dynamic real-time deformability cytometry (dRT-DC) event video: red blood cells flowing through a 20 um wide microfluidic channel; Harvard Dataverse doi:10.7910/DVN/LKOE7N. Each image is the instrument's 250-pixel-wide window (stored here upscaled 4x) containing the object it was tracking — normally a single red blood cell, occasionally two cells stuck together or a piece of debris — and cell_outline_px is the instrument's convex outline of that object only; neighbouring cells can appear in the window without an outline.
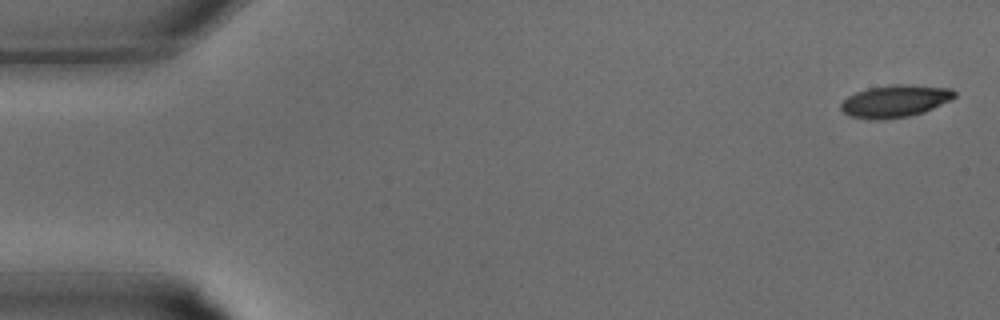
{"species": "common noctule bat (a hibernating species)", "species_latin": "Nyctalus noctula", "temperature_condition": "warm", "stored_images_in_passage": 5, "camera_frame_rate_fps": 3000, "um_per_image_px": 0.085, "animal": {"sex": "male", "body_mass_g": 15.6}, "frame": {"image": 1, "passage_image": 1, "time_ms": 0.0, "image_size_px": [1000, 320], "cell_outline_px": [[956, 96], [952, 100], [924, 112], [908, 116], [876, 120], [848, 116], [840, 108], [840, 104], [848, 96], [856, 92], [868, 88], [892, 84], [908, 84], [952, 88], [956, 92]], "centroid_in_image_um": [76.11, 8.58], "position_along_channel_um": 8.9, "area_um2": 21.5}}